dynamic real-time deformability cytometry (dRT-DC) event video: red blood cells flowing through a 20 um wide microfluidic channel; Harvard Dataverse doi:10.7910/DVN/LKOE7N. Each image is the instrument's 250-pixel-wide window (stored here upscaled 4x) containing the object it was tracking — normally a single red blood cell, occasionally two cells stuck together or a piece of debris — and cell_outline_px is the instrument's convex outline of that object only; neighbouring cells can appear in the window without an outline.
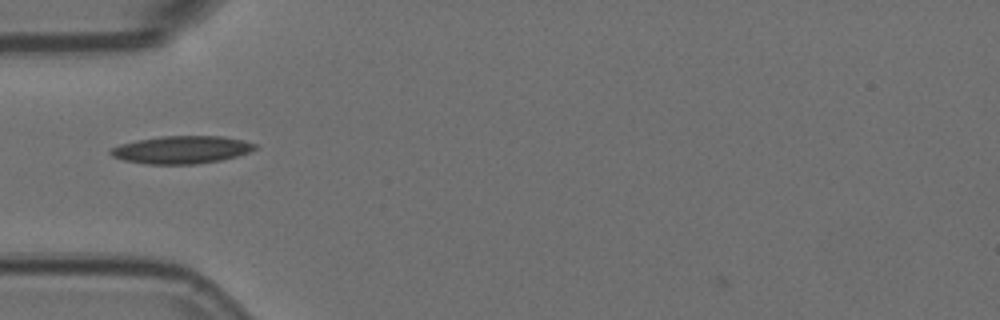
{"species": "Egyptian fruit bat (a non-hibernating species)", "species_latin": "Rousettus aegyptiacus", "temperature_condition": "room temperature", "stored_images_in_passage": 9, "camera_frame_rate_fps": 3000, "um_per_image_px": 0.085, "animal": {"sex": "female"}, "frame": {"image": 1, "passage_image": 4, "time_ms": 1.0, "image_size_px": [1000, 320], "cell_outline_px": [[260, 144], [256, 148], [248, 152], [236, 156], [220, 160], [196, 164], [148, 164], [124, 160], [112, 156], [108, 152], [112, 148], [120, 144], [136, 140], [160, 136], [224, 136], [244, 140]], "centroid_in_image_um": [15.45, 12.72], "position_along_channel_um": 69.5, "area_um2": 23.35}}
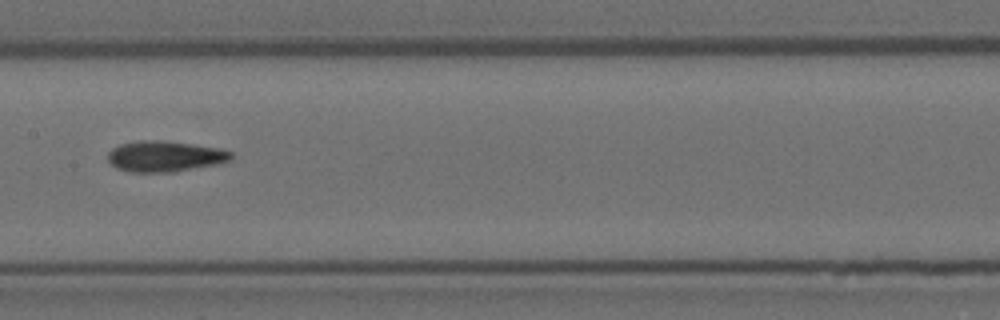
{"frame": {"image": 2, "passage_image": 7, "time_ms": 2.0, "image_size_px": [1000, 320], "cell_outline_px": [[232, 160], [220, 164], [172, 172], [132, 172], [116, 168], [108, 160], [108, 152], [112, 148], [120, 144], [136, 140], [160, 140], [192, 144], [220, 148], [232, 152]], "centroid_in_image_um": [14.03, 13.28], "position_along_channel_um": 193.4, "area_um2": 22.31}}
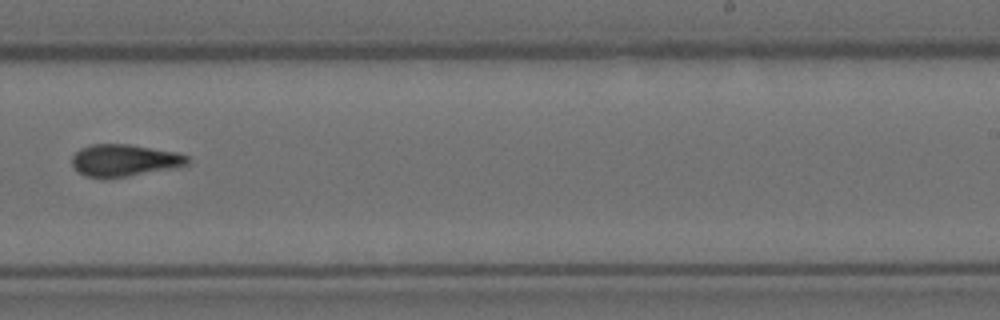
{"frame": {"image": 3, "passage_image": 9, "time_ms": 2.667, "image_size_px": [1000, 320], "cell_outline_px": [[188, 164], [176, 168], [108, 180], [84, 176], [72, 168], [72, 156], [80, 148], [92, 144], [128, 144], [176, 152], [188, 156]], "centroid_in_image_um": [10.53, 13.66], "position_along_channel_um": 278.5, "area_um2": 22.08}}